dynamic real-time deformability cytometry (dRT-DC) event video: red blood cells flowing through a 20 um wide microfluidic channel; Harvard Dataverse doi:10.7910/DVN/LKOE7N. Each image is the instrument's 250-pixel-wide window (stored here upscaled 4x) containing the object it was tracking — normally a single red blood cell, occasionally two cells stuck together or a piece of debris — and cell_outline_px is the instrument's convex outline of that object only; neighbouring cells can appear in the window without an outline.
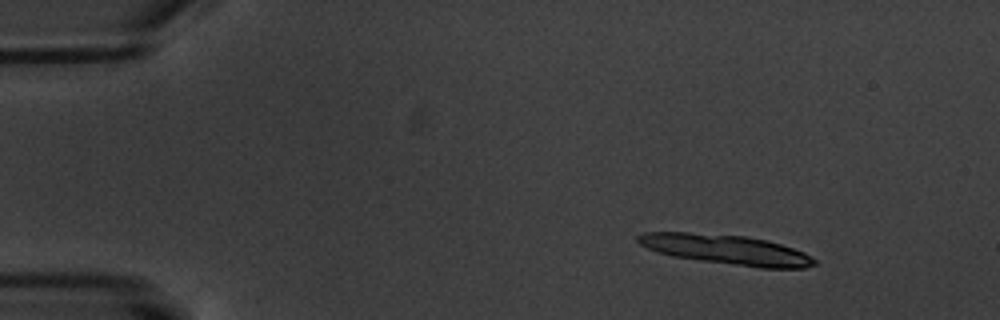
{"species": "common noctule bat (a hibernating species)", "species_latin": "Nyctalus noctula", "temperature_condition": "warm", "stored_images_in_passage": 4, "camera_frame_rate_fps": 3000, "um_per_image_px": 0.085, "animal": {"sex": "male", "body_mass_g": 20.1, "forearm_length_mm": 53.5}, "frame": {"image": 1, "passage_image": 1, "time_ms": 0.0, "image_size_px": [1000, 320], "cell_outline_px": [[816, 264], [804, 268], [760, 268], [700, 260], [672, 256], [656, 252], [640, 244], [636, 240], [636, 236], [644, 232], [688, 232], [748, 236], [780, 244], [804, 252], [816, 260]], "centroid_in_image_um": [61.71, 21.21], "position_along_channel_um": 23.3, "area_um2": 30.52}}